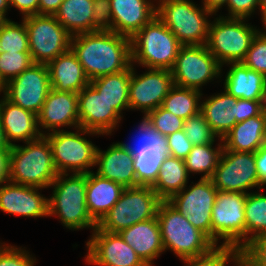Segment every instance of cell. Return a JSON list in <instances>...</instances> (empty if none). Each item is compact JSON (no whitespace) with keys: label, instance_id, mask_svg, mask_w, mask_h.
Masks as SVG:
<instances>
[{"label":"cell","instance_id":"cell-1","mask_svg":"<svg viewBox=\"0 0 266 266\" xmlns=\"http://www.w3.org/2000/svg\"><path fill=\"white\" fill-rule=\"evenodd\" d=\"M70 49L90 81L128 69L131 39L113 31H96L71 37Z\"/></svg>","mask_w":266,"mask_h":266},{"label":"cell","instance_id":"cell-2","mask_svg":"<svg viewBox=\"0 0 266 266\" xmlns=\"http://www.w3.org/2000/svg\"><path fill=\"white\" fill-rule=\"evenodd\" d=\"M86 184L85 173L58 174L49 187L53 189L48 198L49 217H57L71 231L92 229L93 232L97 223L86 206Z\"/></svg>","mask_w":266,"mask_h":266},{"label":"cell","instance_id":"cell-3","mask_svg":"<svg viewBox=\"0 0 266 266\" xmlns=\"http://www.w3.org/2000/svg\"><path fill=\"white\" fill-rule=\"evenodd\" d=\"M57 176L52 149L44 135L24 145L10 147L8 181L48 189Z\"/></svg>","mask_w":266,"mask_h":266},{"label":"cell","instance_id":"cell-4","mask_svg":"<svg viewBox=\"0 0 266 266\" xmlns=\"http://www.w3.org/2000/svg\"><path fill=\"white\" fill-rule=\"evenodd\" d=\"M130 39L132 65L146 69L171 70L183 46L157 16Z\"/></svg>","mask_w":266,"mask_h":266},{"label":"cell","instance_id":"cell-5","mask_svg":"<svg viewBox=\"0 0 266 266\" xmlns=\"http://www.w3.org/2000/svg\"><path fill=\"white\" fill-rule=\"evenodd\" d=\"M156 16L183 45H204L209 37L212 14L192 0H157ZM210 19V20H209Z\"/></svg>","mask_w":266,"mask_h":266},{"label":"cell","instance_id":"cell-6","mask_svg":"<svg viewBox=\"0 0 266 266\" xmlns=\"http://www.w3.org/2000/svg\"><path fill=\"white\" fill-rule=\"evenodd\" d=\"M164 251L170 250L180 261L208 252L215 244L168 201H161L156 216Z\"/></svg>","mask_w":266,"mask_h":266},{"label":"cell","instance_id":"cell-7","mask_svg":"<svg viewBox=\"0 0 266 266\" xmlns=\"http://www.w3.org/2000/svg\"><path fill=\"white\" fill-rule=\"evenodd\" d=\"M248 21L246 18H225L220 15L211 21L206 46L222 66V71L225 64L238 63L245 59L260 30Z\"/></svg>","mask_w":266,"mask_h":266},{"label":"cell","instance_id":"cell-8","mask_svg":"<svg viewBox=\"0 0 266 266\" xmlns=\"http://www.w3.org/2000/svg\"><path fill=\"white\" fill-rule=\"evenodd\" d=\"M76 131H55L44 135L51 146L54 165L58 174L85 173L95 167L98 146L87 139L89 136L102 134L81 127ZM85 135V136H84Z\"/></svg>","mask_w":266,"mask_h":266},{"label":"cell","instance_id":"cell-9","mask_svg":"<svg viewBox=\"0 0 266 266\" xmlns=\"http://www.w3.org/2000/svg\"><path fill=\"white\" fill-rule=\"evenodd\" d=\"M161 201L151 186L124 188L119 200L97 227L107 232L119 233L136 223L155 218Z\"/></svg>","mask_w":266,"mask_h":266},{"label":"cell","instance_id":"cell-10","mask_svg":"<svg viewBox=\"0 0 266 266\" xmlns=\"http://www.w3.org/2000/svg\"><path fill=\"white\" fill-rule=\"evenodd\" d=\"M246 197L245 193L218 190L211 214V241L215 245H232L240 251L245 247Z\"/></svg>","mask_w":266,"mask_h":266},{"label":"cell","instance_id":"cell-11","mask_svg":"<svg viewBox=\"0 0 266 266\" xmlns=\"http://www.w3.org/2000/svg\"><path fill=\"white\" fill-rule=\"evenodd\" d=\"M175 86L202 92V87L221 80L222 66L206 44L182 46L171 69Z\"/></svg>","mask_w":266,"mask_h":266},{"label":"cell","instance_id":"cell-12","mask_svg":"<svg viewBox=\"0 0 266 266\" xmlns=\"http://www.w3.org/2000/svg\"><path fill=\"white\" fill-rule=\"evenodd\" d=\"M27 29L33 63L48 64L70 49L71 35L54 15H30L22 18Z\"/></svg>","mask_w":266,"mask_h":266},{"label":"cell","instance_id":"cell-13","mask_svg":"<svg viewBox=\"0 0 266 266\" xmlns=\"http://www.w3.org/2000/svg\"><path fill=\"white\" fill-rule=\"evenodd\" d=\"M210 179L220 191L248 194L253 188L264 187L258 180L255 153L230 151L224 147Z\"/></svg>","mask_w":266,"mask_h":266},{"label":"cell","instance_id":"cell-14","mask_svg":"<svg viewBox=\"0 0 266 266\" xmlns=\"http://www.w3.org/2000/svg\"><path fill=\"white\" fill-rule=\"evenodd\" d=\"M191 183L168 202L211 240V214L218 190L211 179H199L197 183Z\"/></svg>","mask_w":266,"mask_h":266},{"label":"cell","instance_id":"cell-15","mask_svg":"<svg viewBox=\"0 0 266 266\" xmlns=\"http://www.w3.org/2000/svg\"><path fill=\"white\" fill-rule=\"evenodd\" d=\"M175 86L171 70L145 68V72L137 74L132 65L129 84V107L147 115L162 106L164 98Z\"/></svg>","mask_w":266,"mask_h":266},{"label":"cell","instance_id":"cell-16","mask_svg":"<svg viewBox=\"0 0 266 266\" xmlns=\"http://www.w3.org/2000/svg\"><path fill=\"white\" fill-rule=\"evenodd\" d=\"M50 90L47 64L33 63L6 84L3 95L13 104L38 115Z\"/></svg>","mask_w":266,"mask_h":266},{"label":"cell","instance_id":"cell-17","mask_svg":"<svg viewBox=\"0 0 266 266\" xmlns=\"http://www.w3.org/2000/svg\"><path fill=\"white\" fill-rule=\"evenodd\" d=\"M86 241L85 261L95 266H147L119 233L100 230L91 232Z\"/></svg>","mask_w":266,"mask_h":266},{"label":"cell","instance_id":"cell-18","mask_svg":"<svg viewBox=\"0 0 266 266\" xmlns=\"http://www.w3.org/2000/svg\"><path fill=\"white\" fill-rule=\"evenodd\" d=\"M80 127L103 135H111L123 117L90 84L78 93Z\"/></svg>","mask_w":266,"mask_h":266},{"label":"cell","instance_id":"cell-19","mask_svg":"<svg viewBox=\"0 0 266 266\" xmlns=\"http://www.w3.org/2000/svg\"><path fill=\"white\" fill-rule=\"evenodd\" d=\"M37 119L42 135L63 131L64 128H79L78 94L51 88Z\"/></svg>","mask_w":266,"mask_h":266},{"label":"cell","instance_id":"cell-20","mask_svg":"<svg viewBox=\"0 0 266 266\" xmlns=\"http://www.w3.org/2000/svg\"><path fill=\"white\" fill-rule=\"evenodd\" d=\"M44 189L8 180L0 183V210L8 215L39 218L49 216L48 197L40 192Z\"/></svg>","mask_w":266,"mask_h":266},{"label":"cell","instance_id":"cell-21","mask_svg":"<svg viewBox=\"0 0 266 266\" xmlns=\"http://www.w3.org/2000/svg\"><path fill=\"white\" fill-rule=\"evenodd\" d=\"M156 1L110 0L112 31L132 38L156 16L157 4H154Z\"/></svg>","mask_w":266,"mask_h":266},{"label":"cell","instance_id":"cell-22","mask_svg":"<svg viewBox=\"0 0 266 266\" xmlns=\"http://www.w3.org/2000/svg\"><path fill=\"white\" fill-rule=\"evenodd\" d=\"M0 123L7 143L16 145V141H33L42 136L37 115L10 102L3 94L0 99Z\"/></svg>","mask_w":266,"mask_h":266},{"label":"cell","instance_id":"cell-23","mask_svg":"<svg viewBox=\"0 0 266 266\" xmlns=\"http://www.w3.org/2000/svg\"><path fill=\"white\" fill-rule=\"evenodd\" d=\"M96 174L114 181L124 188L137 187L133 156L119 143L113 142L107 150L97 148Z\"/></svg>","mask_w":266,"mask_h":266},{"label":"cell","instance_id":"cell-24","mask_svg":"<svg viewBox=\"0 0 266 266\" xmlns=\"http://www.w3.org/2000/svg\"><path fill=\"white\" fill-rule=\"evenodd\" d=\"M119 234L147 266H154V260L165 252L156 217L125 228Z\"/></svg>","mask_w":266,"mask_h":266},{"label":"cell","instance_id":"cell-25","mask_svg":"<svg viewBox=\"0 0 266 266\" xmlns=\"http://www.w3.org/2000/svg\"><path fill=\"white\" fill-rule=\"evenodd\" d=\"M224 90L238 99L266 101V76L249 69L242 62L227 63Z\"/></svg>","mask_w":266,"mask_h":266},{"label":"cell","instance_id":"cell-26","mask_svg":"<svg viewBox=\"0 0 266 266\" xmlns=\"http://www.w3.org/2000/svg\"><path fill=\"white\" fill-rule=\"evenodd\" d=\"M51 88L58 91L79 93L90 83L76 55L69 49L48 64Z\"/></svg>","mask_w":266,"mask_h":266},{"label":"cell","instance_id":"cell-27","mask_svg":"<svg viewBox=\"0 0 266 266\" xmlns=\"http://www.w3.org/2000/svg\"><path fill=\"white\" fill-rule=\"evenodd\" d=\"M222 142L226 150L255 153L266 142V108L258 116L236 123Z\"/></svg>","mask_w":266,"mask_h":266},{"label":"cell","instance_id":"cell-28","mask_svg":"<svg viewBox=\"0 0 266 266\" xmlns=\"http://www.w3.org/2000/svg\"><path fill=\"white\" fill-rule=\"evenodd\" d=\"M123 190L121 185L100 177L94 171L87 174L86 206L97 224L119 200Z\"/></svg>","mask_w":266,"mask_h":266},{"label":"cell","instance_id":"cell-29","mask_svg":"<svg viewBox=\"0 0 266 266\" xmlns=\"http://www.w3.org/2000/svg\"><path fill=\"white\" fill-rule=\"evenodd\" d=\"M214 94L207 98L202 95L200 112L212 131L222 139L236 124L234 104L238 98L226 90Z\"/></svg>","mask_w":266,"mask_h":266},{"label":"cell","instance_id":"cell-30","mask_svg":"<svg viewBox=\"0 0 266 266\" xmlns=\"http://www.w3.org/2000/svg\"><path fill=\"white\" fill-rule=\"evenodd\" d=\"M132 65L121 72L104 75L90 81V85L123 117L129 107V84Z\"/></svg>","mask_w":266,"mask_h":266},{"label":"cell","instance_id":"cell-31","mask_svg":"<svg viewBox=\"0 0 266 266\" xmlns=\"http://www.w3.org/2000/svg\"><path fill=\"white\" fill-rule=\"evenodd\" d=\"M54 17L71 36L93 32V0H64Z\"/></svg>","mask_w":266,"mask_h":266},{"label":"cell","instance_id":"cell-32","mask_svg":"<svg viewBox=\"0 0 266 266\" xmlns=\"http://www.w3.org/2000/svg\"><path fill=\"white\" fill-rule=\"evenodd\" d=\"M189 179L184 160L167 155L152 189L162 201H168L187 186Z\"/></svg>","mask_w":266,"mask_h":266},{"label":"cell","instance_id":"cell-33","mask_svg":"<svg viewBox=\"0 0 266 266\" xmlns=\"http://www.w3.org/2000/svg\"><path fill=\"white\" fill-rule=\"evenodd\" d=\"M222 149V141H219L218 144L207 143L193 146L184 159L188 174L190 176L191 174H201L200 179H210L217 167Z\"/></svg>","mask_w":266,"mask_h":266},{"label":"cell","instance_id":"cell-34","mask_svg":"<svg viewBox=\"0 0 266 266\" xmlns=\"http://www.w3.org/2000/svg\"><path fill=\"white\" fill-rule=\"evenodd\" d=\"M262 190H251L246 197L245 246L254 238L266 234V194Z\"/></svg>","mask_w":266,"mask_h":266},{"label":"cell","instance_id":"cell-35","mask_svg":"<svg viewBox=\"0 0 266 266\" xmlns=\"http://www.w3.org/2000/svg\"><path fill=\"white\" fill-rule=\"evenodd\" d=\"M203 93L194 89L174 86L164 98L162 107L187 120L200 112Z\"/></svg>","mask_w":266,"mask_h":266},{"label":"cell","instance_id":"cell-36","mask_svg":"<svg viewBox=\"0 0 266 266\" xmlns=\"http://www.w3.org/2000/svg\"><path fill=\"white\" fill-rule=\"evenodd\" d=\"M143 119L135 130V134L130 141L132 142H119L132 156L139 154L141 150L148 149H163L167 152V137L161 134L153 126V123L143 115ZM130 143V144H129Z\"/></svg>","mask_w":266,"mask_h":266},{"label":"cell","instance_id":"cell-37","mask_svg":"<svg viewBox=\"0 0 266 266\" xmlns=\"http://www.w3.org/2000/svg\"><path fill=\"white\" fill-rule=\"evenodd\" d=\"M133 156V167L138 186H153L160 171L161 164L168 155L163 149L141 150Z\"/></svg>","mask_w":266,"mask_h":266},{"label":"cell","instance_id":"cell-38","mask_svg":"<svg viewBox=\"0 0 266 266\" xmlns=\"http://www.w3.org/2000/svg\"><path fill=\"white\" fill-rule=\"evenodd\" d=\"M185 266H241V251L232 245H215L208 252L182 260Z\"/></svg>","mask_w":266,"mask_h":266},{"label":"cell","instance_id":"cell-39","mask_svg":"<svg viewBox=\"0 0 266 266\" xmlns=\"http://www.w3.org/2000/svg\"><path fill=\"white\" fill-rule=\"evenodd\" d=\"M8 19L0 28V54L3 52H30L25 21Z\"/></svg>","mask_w":266,"mask_h":266},{"label":"cell","instance_id":"cell-40","mask_svg":"<svg viewBox=\"0 0 266 266\" xmlns=\"http://www.w3.org/2000/svg\"><path fill=\"white\" fill-rule=\"evenodd\" d=\"M183 131L193 146L222 141L212 131L201 112L184 120Z\"/></svg>","mask_w":266,"mask_h":266},{"label":"cell","instance_id":"cell-41","mask_svg":"<svg viewBox=\"0 0 266 266\" xmlns=\"http://www.w3.org/2000/svg\"><path fill=\"white\" fill-rule=\"evenodd\" d=\"M32 64L30 52H3L0 54V76L7 84Z\"/></svg>","mask_w":266,"mask_h":266},{"label":"cell","instance_id":"cell-42","mask_svg":"<svg viewBox=\"0 0 266 266\" xmlns=\"http://www.w3.org/2000/svg\"><path fill=\"white\" fill-rule=\"evenodd\" d=\"M36 261L26 247L0 242V266H35Z\"/></svg>","mask_w":266,"mask_h":266},{"label":"cell","instance_id":"cell-43","mask_svg":"<svg viewBox=\"0 0 266 266\" xmlns=\"http://www.w3.org/2000/svg\"><path fill=\"white\" fill-rule=\"evenodd\" d=\"M153 126L164 136L183 130L184 120L172 112L167 111L162 106L154 109L147 114Z\"/></svg>","mask_w":266,"mask_h":266},{"label":"cell","instance_id":"cell-44","mask_svg":"<svg viewBox=\"0 0 266 266\" xmlns=\"http://www.w3.org/2000/svg\"><path fill=\"white\" fill-rule=\"evenodd\" d=\"M242 63L249 69L266 76V36L260 31L254 37Z\"/></svg>","mask_w":266,"mask_h":266},{"label":"cell","instance_id":"cell-45","mask_svg":"<svg viewBox=\"0 0 266 266\" xmlns=\"http://www.w3.org/2000/svg\"><path fill=\"white\" fill-rule=\"evenodd\" d=\"M241 266H266V234L254 238L241 250Z\"/></svg>","mask_w":266,"mask_h":266},{"label":"cell","instance_id":"cell-46","mask_svg":"<svg viewBox=\"0 0 266 266\" xmlns=\"http://www.w3.org/2000/svg\"><path fill=\"white\" fill-rule=\"evenodd\" d=\"M93 32L112 31L110 0H93Z\"/></svg>","mask_w":266,"mask_h":266},{"label":"cell","instance_id":"cell-47","mask_svg":"<svg viewBox=\"0 0 266 266\" xmlns=\"http://www.w3.org/2000/svg\"><path fill=\"white\" fill-rule=\"evenodd\" d=\"M228 15L225 18H251L253 14L260 12L259 0H228L226 5ZM258 9V10H257Z\"/></svg>","mask_w":266,"mask_h":266},{"label":"cell","instance_id":"cell-48","mask_svg":"<svg viewBox=\"0 0 266 266\" xmlns=\"http://www.w3.org/2000/svg\"><path fill=\"white\" fill-rule=\"evenodd\" d=\"M193 145L187 139L183 130H179L167 136V154L184 160Z\"/></svg>","mask_w":266,"mask_h":266},{"label":"cell","instance_id":"cell-49","mask_svg":"<svg viewBox=\"0 0 266 266\" xmlns=\"http://www.w3.org/2000/svg\"><path fill=\"white\" fill-rule=\"evenodd\" d=\"M266 108V101L237 99L234 104L236 123L258 116Z\"/></svg>","mask_w":266,"mask_h":266},{"label":"cell","instance_id":"cell-50","mask_svg":"<svg viewBox=\"0 0 266 266\" xmlns=\"http://www.w3.org/2000/svg\"><path fill=\"white\" fill-rule=\"evenodd\" d=\"M10 8L14 7L22 14V18L38 14L39 0H9Z\"/></svg>","mask_w":266,"mask_h":266},{"label":"cell","instance_id":"cell-51","mask_svg":"<svg viewBox=\"0 0 266 266\" xmlns=\"http://www.w3.org/2000/svg\"><path fill=\"white\" fill-rule=\"evenodd\" d=\"M255 162L258 180L266 186V142L255 152Z\"/></svg>","mask_w":266,"mask_h":266},{"label":"cell","instance_id":"cell-52","mask_svg":"<svg viewBox=\"0 0 266 266\" xmlns=\"http://www.w3.org/2000/svg\"><path fill=\"white\" fill-rule=\"evenodd\" d=\"M64 0H39L38 14L55 15Z\"/></svg>","mask_w":266,"mask_h":266},{"label":"cell","instance_id":"cell-53","mask_svg":"<svg viewBox=\"0 0 266 266\" xmlns=\"http://www.w3.org/2000/svg\"><path fill=\"white\" fill-rule=\"evenodd\" d=\"M10 149H0V183L7 180Z\"/></svg>","mask_w":266,"mask_h":266},{"label":"cell","instance_id":"cell-54","mask_svg":"<svg viewBox=\"0 0 266 266\" xmlns=\"http://www.w3.org/2000/svg\"><path fill=\"white\" fill-rule=\"evenodd\" d=\"M201 2L208 11L216 16L218 15L216 13H218L223 6L225 7L227 5L228 0H202Z\"/></svg>","mask_w":266,"mask_h":266},{"label":"cell","instance_id":"cell-55","mask_svg":"<svg viewBox=\"0 0 266 266\" xmlns=\"http://www.w3.org/2000/svg\"><path fill=\"white\" fill-rule=\"evenodd\" d=\"M0 149H10V145L6 141L1 123H0Z\"/></svg>","mask_w":266,"mask_h":266},{"label":"cell","instance_id":"cell-56","mask_svg":"<svg viewBox=\"0 0 266 266\" xmlns=\"http://www.w3.org/2000/svg\"><path fill=\"white\" fill-rule=\"evenodd\" d=\"M9 10H10L9 0H0V12L6 16Z\"/></svg>","mask_w":266,"mask_h":266},{"label":"cell","instance_id":"cell-57","mask_svg":"<svg viewBox=\"0 0 266 266\" xmlns=\"http://www.w3.org/2000/svg\"><path fill=\"white\" fill-rule=\"evenodd\" d=\"M260 17H261L262 24H263L262 26L264 27L262 28V30L260 29L259 31L266 36V11L263 12Z\"/></svg>","mask_w":266,"mask_h":266},{"label":"cell","instance_id":"cell-58","mask_svg":"<svg viewBox=\"0 0 266 266\" xmlns=\"http://www.w3.org/2000/svg\"><path fill=\"white\" fill-rule=\"evenodd\" d=\"M259 6H260L259 14L262 15V13L266 11V0H259Z\"/></svg>","mask_w":266,"mask_h":266},{"label":"cell","instance_id":"cell-59","mask_svg":"<svg viewBox=\"0 0 266 266\" xmlns=\"http://www.w3.org/2000/svg\"><path fill=\"white\" fill-rule=\"evenodd\" d=\"M8 19L9 18L0 12V28L8 21Z\"/></svg>","mask_w":266,"mask_h":266},{"label":"cell","instance_id":"cell-60","mask_svg":"<svg viewBox=\"0 0 266 266\" xmlns=\"http://www.w3.org/2000/svg\"><path fill=\"white\" fill-rule=\"evenodd\" d=\"M6 88V83L3 81L2 77L0 76V94L3 93L5 91Z\"/></svg>","mask_w":266,"mask_h":266}]
</instances>
